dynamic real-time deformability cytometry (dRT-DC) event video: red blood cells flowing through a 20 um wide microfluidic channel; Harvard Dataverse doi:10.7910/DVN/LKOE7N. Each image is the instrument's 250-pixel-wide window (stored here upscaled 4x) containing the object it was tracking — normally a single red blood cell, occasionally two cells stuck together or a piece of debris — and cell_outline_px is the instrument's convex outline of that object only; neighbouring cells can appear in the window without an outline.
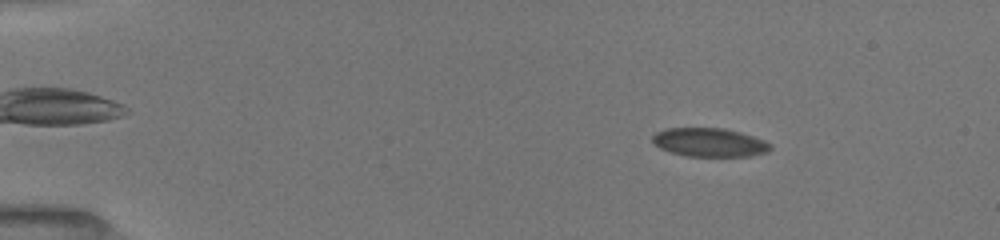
{"species": "common noctule bat (a hibernating species)", "species_latin": "Nyctalus noctula", "temperature_condition": "room temperature", "stored_images_in_passage": 21, "camera_frame_rate_fps": 3000, "um_per_image_px": 0.085, "animal": {"sex": "female", "body_mass_g": 19.5, "forearm_length_mm": 54.1}, "frame": {"image": 1, "passage_image": 2, "time_ms": 0.333, "image_size_px": [1000, 240], "cell_outline_px": [[772, 148], [768, 152], [748, 156], [688, 156], [672, 152], [660, 148], [652, 140], [652, 136], [656, 132], [668, 128], [724, 128], [740, 132], [764, 140]], "centroid_in_image_um": [60.3, 12.1], "position_along_channel_um": 24.7, "area_um2": 19.48}}
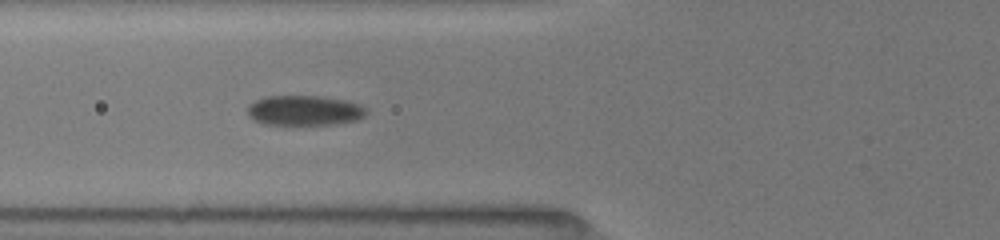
{"frame": {"image": 2, "passage_image": 16, "time_ms": 4.667, "image_size_px": [1000, 240], "cell_outline_px": [[368, 112], [364, 116], [356, 120], [336, 124], [264, 124], [248, 116], [248, 108], [256, 100], [264, 96], [320, 96], [344, 100], [360, 104], [368, 108]], "centroid_in_image_um": [25.92, 9.38], "position_along_channel_um": 99.9, "area_um2": 20.69}}
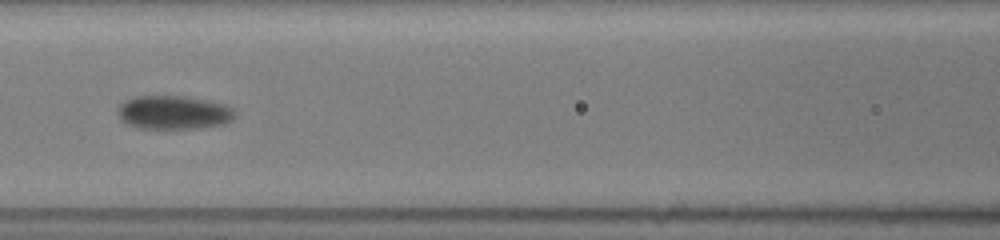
{"frame": {"image": 3, "passage_image": 19, "time_ms": 6.0, "image_size_px": [1000, 240], "cell_outline_px": [[232, 120], [224, 124], [200, 128], [140, 128], [128, 124], [120, 116], [120, 104], [124, 100], [132, 96], [184, 96], [208, 100], [224, 104], [232, 108]], "centroid_in_image_um": [14.77, 9.55], "position_along_channel_um": 151.8, "area_um2": 22.66}}